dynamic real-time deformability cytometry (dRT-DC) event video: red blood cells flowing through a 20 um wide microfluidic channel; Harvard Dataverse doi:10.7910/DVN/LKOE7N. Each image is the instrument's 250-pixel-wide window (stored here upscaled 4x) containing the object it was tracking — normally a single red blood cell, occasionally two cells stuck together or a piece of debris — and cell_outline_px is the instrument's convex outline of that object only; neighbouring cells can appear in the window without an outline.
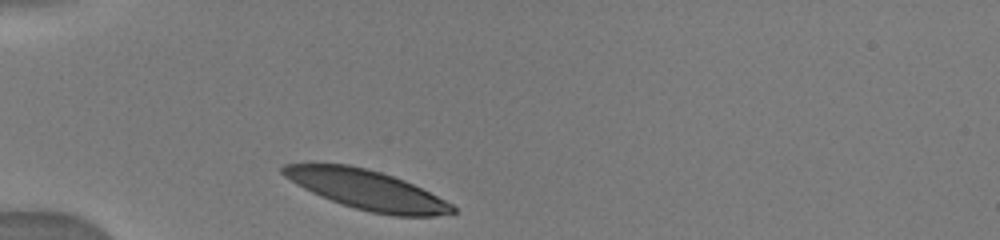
{"species": "human", "species_latin": "Homo sapiens", "temperature_condition": "warm", "stored_images_in_passage": 17, "camera_frame_rate_fps": 3000, "um_per_image_px": 0.085, "donor": {"sex": "male"}, "frame": {"image": 1, "passage_image": 1, "time_ms": 0.0, "image_size_px": [1000, 240], "cell_outline_px": [[456, 212], [436, 216], [392, 216], [372, 212], [356, 208], [320, 196], [296, 184], [284, 176], [280, 172], [280, 168], [284, 164], [348, 164], [380, 172], [404, 180], [452, 204], [456, 208]], "centroid_in_image_um": [31.17, 16.13], "position_along_channel_um": 53.8, "area_um2": 38.38}}
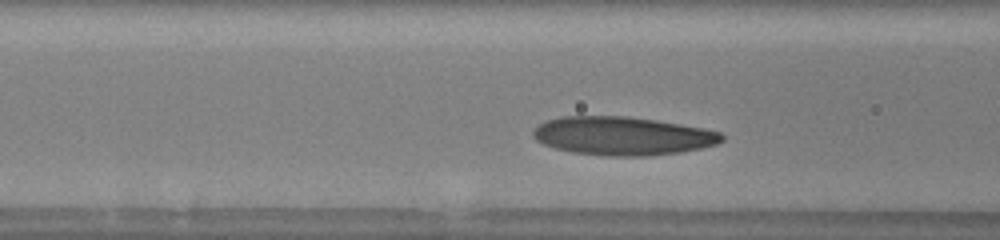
{"frame": {"image": 2, "passage_image": 9, "time_ms": 2.0, "image_size_px": [1000, 240], "cell_outline_px": [[724, 140], [716, 144], [700, 148], [680, 152], [648, 156], [608, 156], [572, 152], [556, 148], [544, 144], [536, 140], [532, 136], [532, 132], [540, 124], [548, 120], [560, 116], [628, 116], [656, 120], [704, 128], [720, 132], [724, 136]], "centroid_in_image_um": [52.92, 11.55], "position_along_channel_um": 113.7, "area_um2": 42.25}}